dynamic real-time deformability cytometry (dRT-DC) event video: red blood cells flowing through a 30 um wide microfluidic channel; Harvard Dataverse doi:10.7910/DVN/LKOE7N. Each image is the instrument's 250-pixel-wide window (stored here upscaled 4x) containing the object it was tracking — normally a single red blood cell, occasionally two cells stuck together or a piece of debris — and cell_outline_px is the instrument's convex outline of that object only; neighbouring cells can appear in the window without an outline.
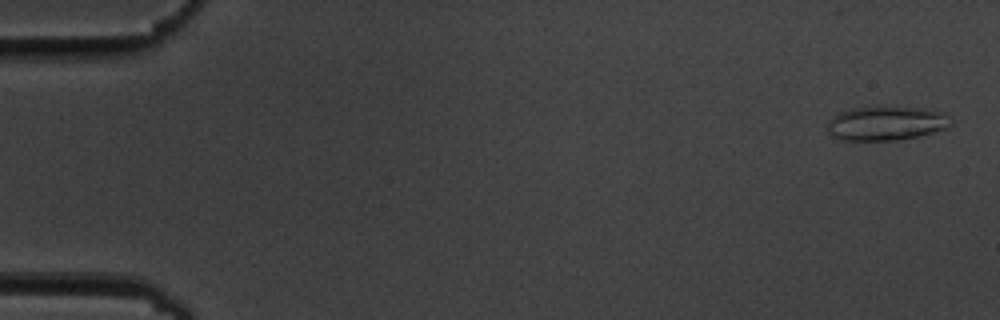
{"species": "common noctule bat (a hibernating species)", "species_latin": "Nyctalus noctula", "temperature_condition": "cold", "stored_images_in_passage": 55, "camera_frame_rate_fps": 3000, "um_per_image_px": 0.085, "animal": {"sex": "male", "body_mass_g": 19.5, "forearm_length_mm": 54.6}, "frame": {"image": 1, "passage_image": 2, "time_ms": 0.333, "image_size_px": [1000, 320], "cell_outline_px": [[952, 124], [948, 128], [916, 136], [896, 140], [840, 140], [832, 136], [828, 132], [828, 120], [840, 112], [852, 108], [924, 108], [940, 112]], "centroid_in_image_um": [75.27, 10.5], "position_along_channel_um": 9.7, "area_um2": 23.87}}
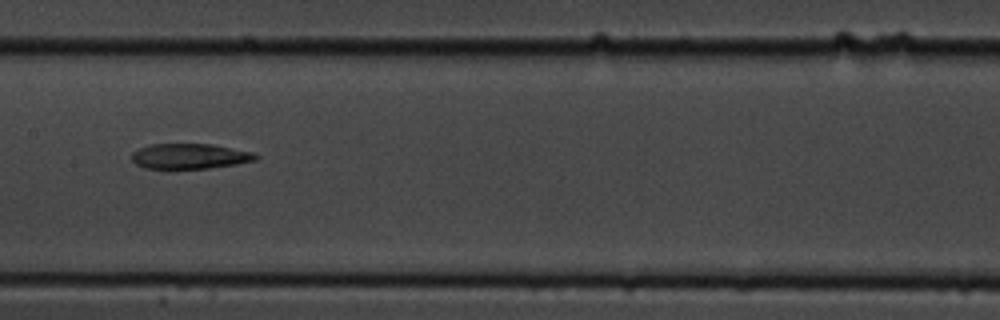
{"frame": {"image": 2, "passage_image": 28, "time_ms": 9.0, "image_size_px": [1000, 320], "cell_outline_px": [[260, 156], [256, 160], [236, 164], [208, 168], [144, 168], [136, 164], [132, 160], [132, 152], [140, 148], [152, 144], [212, 144], [252, 152]], "centroid_in_image_um": [16.14, 13.27], "position_along_channel_um": 191.3, "area_um2": 18.09}}
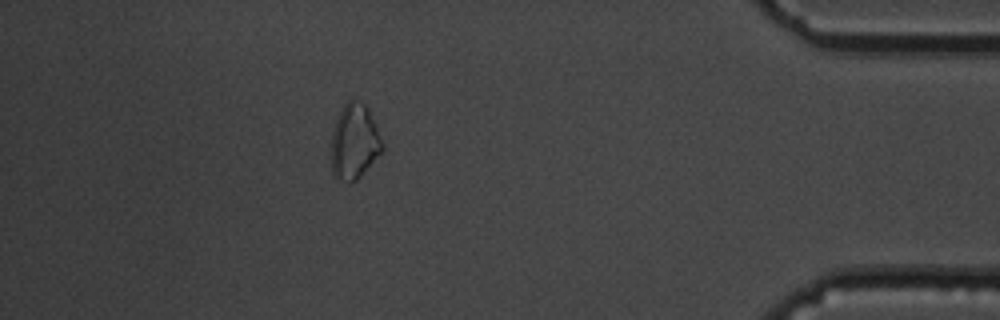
{"frame": {"image": 3, "passage_image": 49, "time_ms": 16.0, "image_size_px": [1000, 320], "cell_outline_px": [[384, 148], [360, 176], [356, 180], [348, 184], [340, 180], [332, 172], [332, 132], [336, 120], [344, 104], [352, 96], [364, 104], [368, 108], [384, 144]], "centroid_in_image_um": [30.12, 12.02], "position_along_channel_um": 405.1, "area_um2": 22.25}, "authors_computed_cell_mechanics": {"area_um2": 20.0566, "velocity_mm_per_s": 3.664, "shape_relaxation_time_tau1_ms": null, "shape_relaxation_time_tau2_ms": 9.028, "deformation_change_tau1": null, "deformation_change_tau2": 0.1588}}